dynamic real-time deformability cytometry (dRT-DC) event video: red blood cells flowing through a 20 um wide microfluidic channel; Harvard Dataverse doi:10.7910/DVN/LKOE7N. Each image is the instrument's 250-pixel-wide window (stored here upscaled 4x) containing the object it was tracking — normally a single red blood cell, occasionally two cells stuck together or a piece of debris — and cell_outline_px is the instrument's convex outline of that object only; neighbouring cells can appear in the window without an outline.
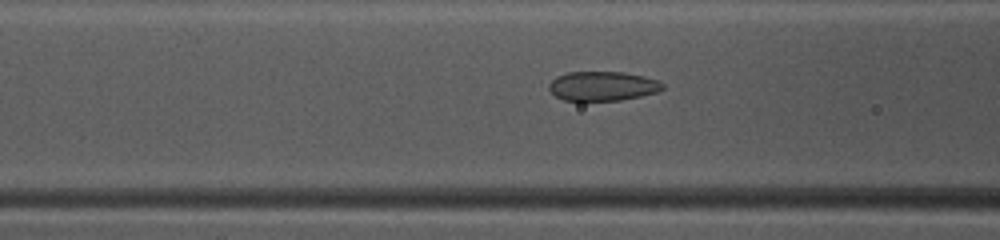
{"species": "common noctule bat (a hibernating species)", "species_latin": "Nyctalus noctula", "temperature_condition": "warm", "stored_images_in_passage": 50, "camera_frame_rate_fps": 3000, "um_per_image_px": 0.085, "animal": {"sex": "female", "body_mass_g": 10.0, "forearm_length_mm": 53.1}, "frame": {"image": 1, "passage_image": 20, "time_ms": 6.333, "image_size_px": [1000, 240], "cell_outline_px": [[664, 88], [656, 92], [640, 96], [620, 100], [564, 100], [556, 96], [548, 88], [548, 84], [556, 76], [568, 72], [624, 72], [644, 76], [656, 80], [664, 84]], "centroid_in_image_um": [51.21, 7.3], "position_along_channel_um": 115.4, "area_um2": 19.31}}
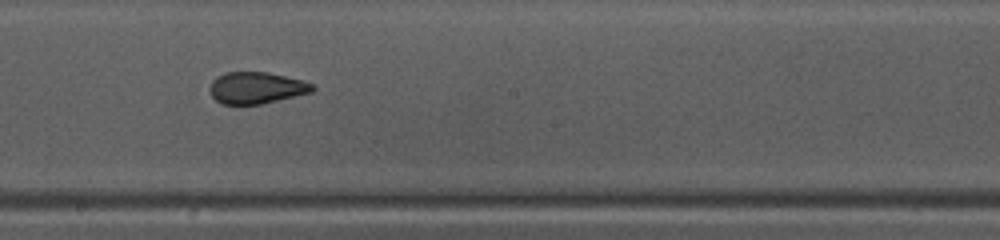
{"frame": {"image": 2, "passage_image": 28, "time_ms": 9.0, "image_size_px": [1000, 240], "cell_outline_px": [[316, 88], [312, 92], [260, 104], [224, 104], [216, 100], [212, 96], [208, 88], [212, 80], [216, 76], [224, 72], [268, 72], [300, 80], [312, 84]], "centroid_in_image_um": [21.74, 7.46], "position_along_channel_um": 226.5, "area_um2": 18.84}}
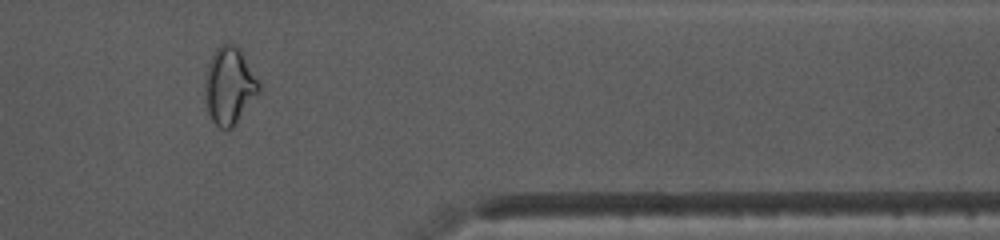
{"frame": {"image": 3, "passage_image": 41, "time_ms": 13.333, "image_size_px": [1000, 240], "cell_outline_px": [[260, 92], [236, 124], [232, 128], [220, 128], [212, 120], [208, 112], [204, 96], [204, 84], [208, 64], [216, 48], [220, 44], [236, 44], [244, 52], [260, 84]], "centroid_in_image_um": [19.51, 7.27], "position_along_channel_um": 391.9, "area_um2": 24.57}}